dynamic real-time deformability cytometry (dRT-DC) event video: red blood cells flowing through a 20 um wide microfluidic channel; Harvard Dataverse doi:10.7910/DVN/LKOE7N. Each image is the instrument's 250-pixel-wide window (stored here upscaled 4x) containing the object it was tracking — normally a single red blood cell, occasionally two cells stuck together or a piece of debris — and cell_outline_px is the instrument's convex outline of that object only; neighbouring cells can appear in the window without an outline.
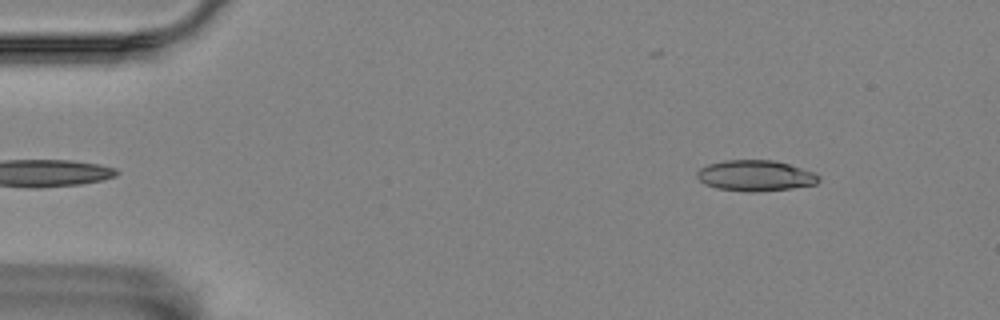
{"species": "Egyptian fruit bat (a non-hibernating species)", "species_latin": "Rousettus aegyptiacus", "temperature_condition": "room temperature", "stored_images_in_passage": 53, "camera_frame_rate_fps": 3000, "um_per_image_px": 0.085, "animal": {"sex": "female"}, "frame": {"image": 1, "passage_image": 4, "time_ms": 1.0, "image_size_px": [1000, 320], "cell_outline_px": [[820, 180], [816, 184], [792, 188], [752, 192], [748, 192], [716, 188], [704, 184], [696, 176], [696, 172], [700, 168], [708, 164], [724, 160], [772, 160], [788, 164], [812, 172], [820, 176]], "centroid_in_image_um": [64.17, 14.93], "position_along_channel_um": 20.8, "area_um2": 21.79}}
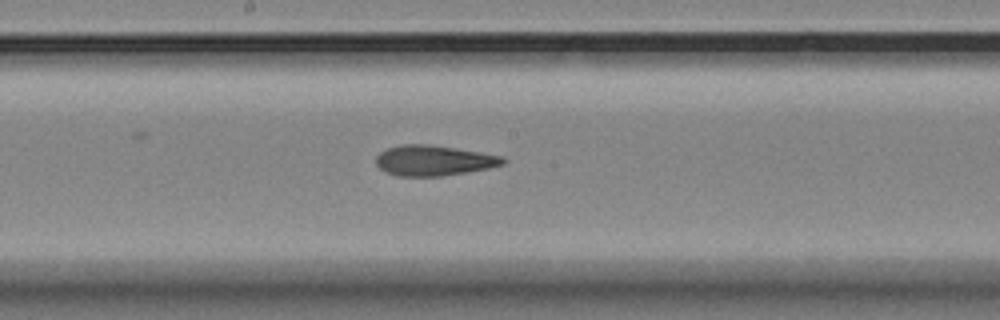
{"frame": {"image": 2, "passage_image": 27, "time_ms": 8.667, "image_size_px": [1000, 320], "cell_outline_px": [[508, 160], [504, 164], [488, 168], [440, 176], [396, 176], [380, 168], [376, 164], [376, 156], [380, 152], [388, 148], [400, 144], [428, 144], [480, 152], [504, 156]], "centroid_in_image_um": [36.87, 13.63], "position_along_channel_um": 211.3, "area_um2": 22.37}}
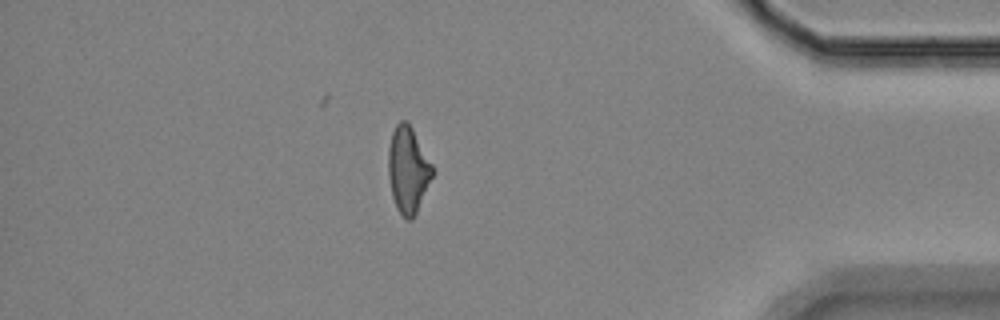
{"frame": {"image": 3, "passage_image": 46, "time_ms": 15.0, "image_size_px": [1000, 320], "cell_outline_px": [[432, 176], [416, 212], [412, 220], [408, 220], [396, 208], [392, 196], [388, 176], [388, 148], [392, 132], [396, 124], [400, 120], [408, 120], [432, 164]], "centroid_in_image_um": [34.65, 14.39], "position_along_channel_um": 400.6, "area_um2": 21.96}, "authors_computed_cell_mechanics": {"area_um2": 22.542, "velocity_mm_per_s": 3.5399, "shape_relaxation_time_tau1_ms": null, "shape_relaxation_time_tau2_ms": 3.0449, "deformation_change_tau1": null, "deformation_change_tau2": 0.1179}}